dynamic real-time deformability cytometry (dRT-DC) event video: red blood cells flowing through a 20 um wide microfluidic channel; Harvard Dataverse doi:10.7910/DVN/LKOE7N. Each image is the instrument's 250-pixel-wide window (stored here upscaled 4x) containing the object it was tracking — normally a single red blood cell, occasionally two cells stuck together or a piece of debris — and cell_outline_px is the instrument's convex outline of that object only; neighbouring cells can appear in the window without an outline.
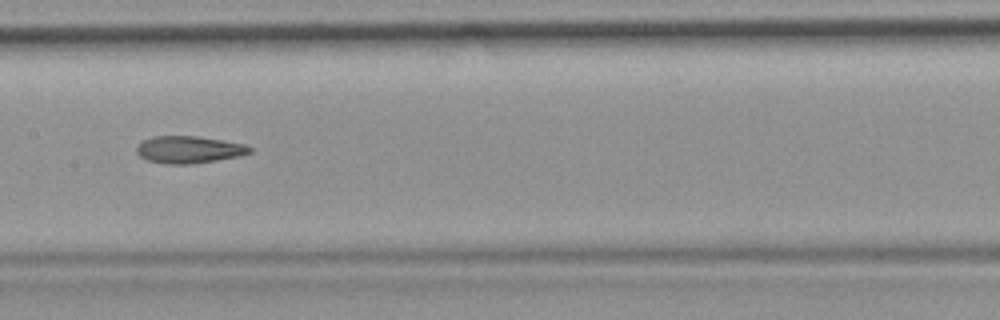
{"species": "common noctule bat (a hibernating species)", "species_latin": "Nyctalus noctula", "temperature_condition": "room temperature", "stored_images_in_passage": 38, "camera_frame_rate_fps": 3000, "um_per_image_px": 0.085, "animal": {"sex": "female", "body_mass_g": 19.9}, "frame": {"image": 1, "passage_image": 12, "time_ms": 3.667, "image_size_px": [1000, 320], "cell_outline_px": [[252, 152], [240, 156], [192, 164], [164, 164], [148, 160], [140, 156], [136, 152], [136, 144], [152, 136], [196, 136], [244, 144], [252, 148]], "centroid_in_image_um": [16.02, 12.72], "position_along_channel_um": 191.4, "area_um2": 17.92}, "authors_computed_cell_mechanics": {"area_um2": 18.1203, "velocity_mm_per_s": 3.8884, "shape_relaxation_time_tau1_ms": null, "shape_relaxation_time_tau2_ms": 3.6096, "deformation_change_tau1": null, "deformation_change_tau2": 0.1306}}